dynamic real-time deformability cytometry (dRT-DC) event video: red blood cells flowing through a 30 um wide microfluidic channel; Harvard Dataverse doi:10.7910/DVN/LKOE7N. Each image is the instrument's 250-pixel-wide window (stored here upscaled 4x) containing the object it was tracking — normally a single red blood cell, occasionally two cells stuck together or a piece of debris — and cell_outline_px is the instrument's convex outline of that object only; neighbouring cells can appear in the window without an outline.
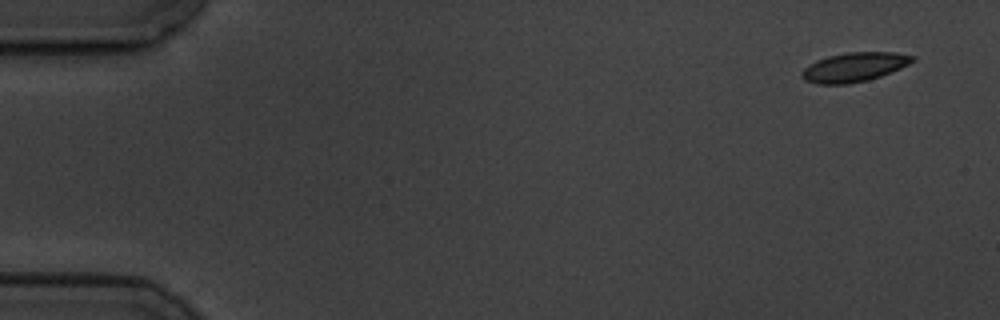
{"species": "common noctule bat (a hibernating species)", "species_latin": "Nyctalus noctula", "temperature_condition": "cold", "stored_images_in_passage": 4, "camera_frame_rate_fps": 3000, "um_per_image_px": 0.085, "animal": {"sex": "male", "body_mass_g": 19.5, "forearm_length_mm": 54.6}, "frame": {"image": 1, "passage_image": 1, "time_ms": 0.0, "image_size_px": [1000, 320], "cell_outline_px": [[916, 60], [900, 68], [880, 76], [868, 80], [848, 84], [816, 84], [804, 80], [800, 76], [800, 72], [808, 64], [816, 60], [828, 56], [848, 52], [896, 52], [916, 56]], "centroid_in_image_um": [72.58, 5.7], "position_along_channel_um": 12.4, "area_um2": 19.02}}
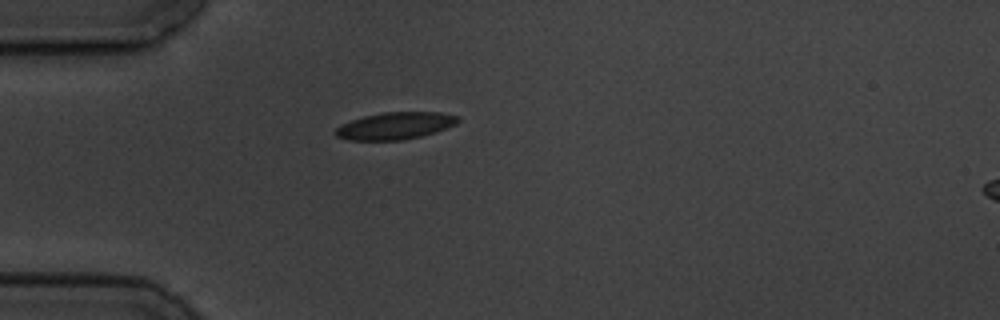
{"frame": {"image": 2, "passage_image": 4, "time_ms": 4.333, "image_size_px": [1000, 320], "cell_outline_px": [[460, 120], [456, 124], [436, 132], [420, 136], [400, 140], [348, 140], [336, 136], [332, 132], [336, 128], [352, 120], [364, 116], [384, 112], [440, 112], [460, 116]], "centroid_in_image_um": [33.61, 10.69], "position_along_channel_um": 51.4, "area_um2": 19.31}}